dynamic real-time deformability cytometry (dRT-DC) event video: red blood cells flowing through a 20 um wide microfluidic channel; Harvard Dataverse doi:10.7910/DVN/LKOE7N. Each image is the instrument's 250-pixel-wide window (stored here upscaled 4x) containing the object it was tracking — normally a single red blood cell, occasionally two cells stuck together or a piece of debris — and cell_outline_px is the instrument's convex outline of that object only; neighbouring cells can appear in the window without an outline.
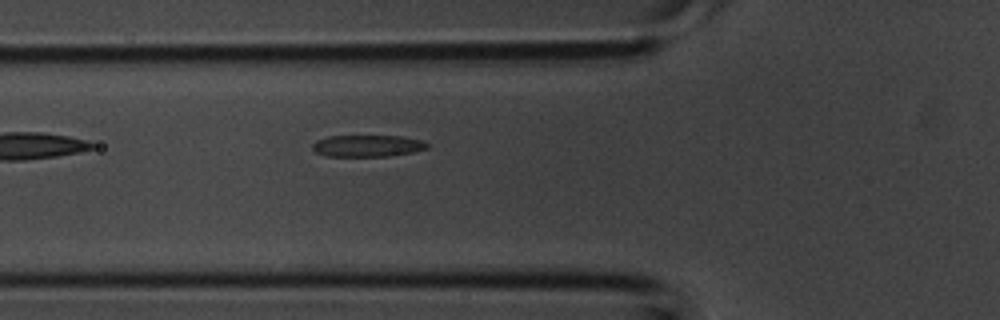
{"species": "common noctule bat (a hibernating species)", "species_latin": "Nyctalus noctula", "temperature_condition": "room temperature", "stored_images_in_passage": 2, "camera_frame_rate_fps": 3000, "um_per_image_px": 0.085, "animal": {"sex": "male", "body_mass_g": 20.1, "forearm_length_mm": 53.5}, "frame": {"image": 1, "passage_image": 2, "time_ms": 0.333, "image_size_px": [1000, 320], "cell_outline_px": [[428, 148], [412, 152], [388, 156], [324, 156], [316, 152], [312, 148], [312, 144], [316, 140], [328, 136], [400, 136], [420, 140], [428, 144]], "centroid_in_image_um": [31.19, 12.4], "position_along_channel_um": 94.6, "area_um2": 14.45}}